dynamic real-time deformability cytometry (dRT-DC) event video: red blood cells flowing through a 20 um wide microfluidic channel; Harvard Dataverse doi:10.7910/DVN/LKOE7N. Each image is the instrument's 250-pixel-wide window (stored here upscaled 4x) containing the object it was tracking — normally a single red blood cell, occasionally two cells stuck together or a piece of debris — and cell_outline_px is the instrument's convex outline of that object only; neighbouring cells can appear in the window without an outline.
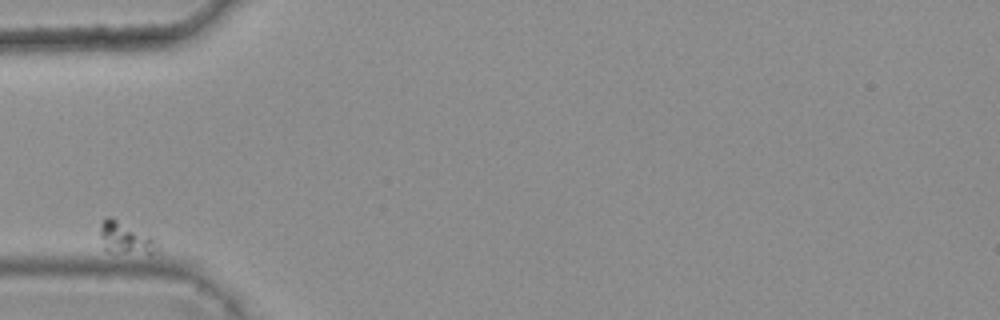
{"species": "common noctule bat (a hibernating species)", "species_latin": "Nyctalus noctula", "temperature_condition": "warm", "stored_images_in_passage": 3, "camera_frame_rate_fps": 3000, "um_per_image_px": 0.085, "animal": {"sex": "female", "body_mass_g": 25.1}, "frame": {"image": 1, "passage_image": 1, "time_ms": 0.0, "image_size_px": [1000, 320], "cell_outline_px": [[160, 252], [108, 252], [104, 248], [100, 236], [100, 224], [108, 216], [112, 216], [152, 236], [160, 248]], "centroid_in_image_um": [10.66, 20.2], "position_along_channel_um": 74.3, "area_um2": 10.64}}
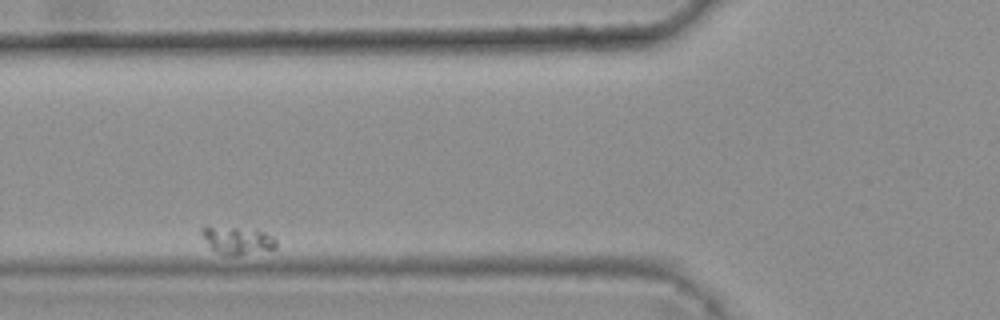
{"frame": {"image": 2, "passage_image": 2, "time_ms": 0.333, "image_size_px": [1000, 320], "cell_outline_px": [[276, 248], [236, 256], [228, 256], [216, 252], [208, 244], [200, 232], [200, 228], [256, 228], [272, 236], [276, 240]], "centroid_in_image_um": [20.22, 20.45], "position_along_channel_um": 105.6, "area_um2": 11.79}}